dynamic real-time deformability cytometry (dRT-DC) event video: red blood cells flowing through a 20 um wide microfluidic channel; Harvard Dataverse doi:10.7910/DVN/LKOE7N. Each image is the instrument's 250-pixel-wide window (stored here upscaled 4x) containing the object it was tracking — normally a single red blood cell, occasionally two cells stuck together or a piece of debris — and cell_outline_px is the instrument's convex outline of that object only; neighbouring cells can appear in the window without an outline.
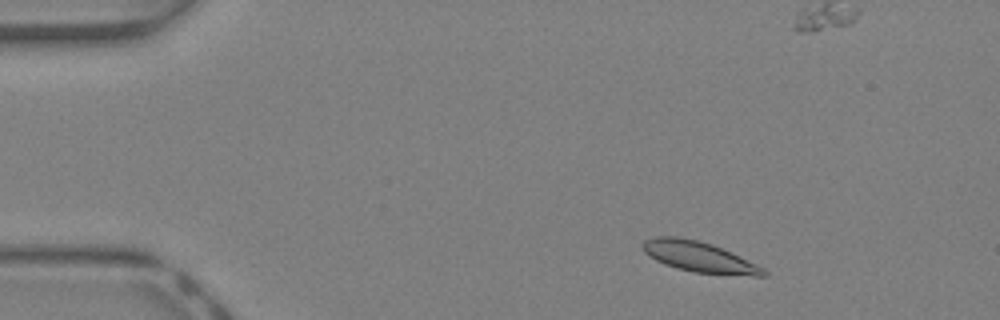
{"species": "Egyptian fruit bat (a non-hibernating species)", "species_latin": "Rousettus aegyptiacus", "temperature_condition": "warm", "stored_images_in_passage": 40, "camera_frame_rate_fps": 3000, "um_per_image_px": 0.085, "animal": {"sex": "female"}, "frame": {"image": 1, "passage_image": 4, "time_ms": 1.0, "image_size_px": [1000, 320], "cell_outline_px": [[768, 276], [752, 276], [692, 272], [676, 268], [664, 264], [648, 256], [644, 252], [640, 244], [644, 240], [656, 236], [676, 236], [700, 240], [712, 244], [756, 264], [764, 268], [768, 272]], "centroid_in_image_um": [59.39, 21.83], "position_along_channel_um": 25.6, "area_um2": 21.62}}
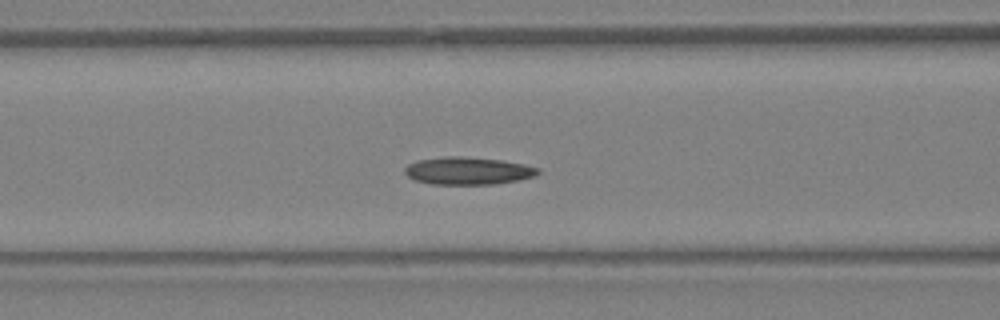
{"frame": {"image": 2, "passage_image": 15, "time_ms": 4.667, "image_size_px": [1000, 320], "cell_outline_px": [[540, 172], [536, 176], [520, 180], [496, 184], [432, 184], [412, 180], [404, 172], [404, 168], [408, 164], [416, 160], [444, 156], [460, 156], [500, 160], [524, 164], [540, 168]], "centroid_in_image_um": [39.77, 14.52], "position_along_channel_um": 126.8, "area_um2": 21.62}}
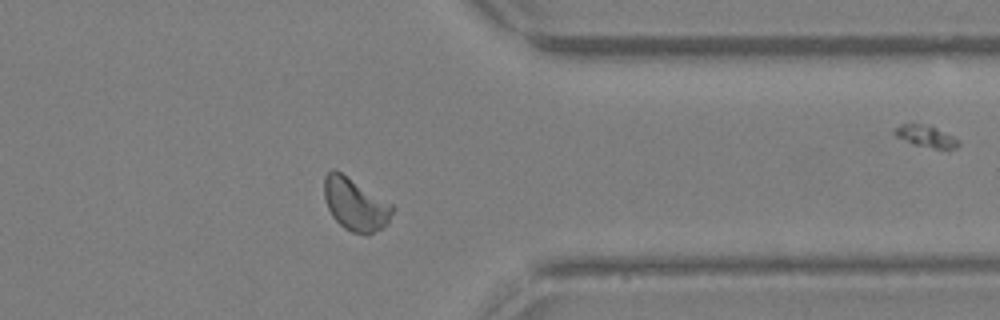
{"frame": {"image": 3, "passage_image": 31, "time_ms": 10.0, "image_size_px": [1000, 320], "cell_outline_px": [[396, 208], [388, 224], [368, 236], [352, 232], [344, 228], [332, 216], [328, 208], [324, 196], [324, 176], [332, 168], [340, 172], [392, 204]], "centroid_in_image_um": [30.22, 17.4], "position_along_channel_um": 381.2, "area_um2": 20.92}, "authors_computed_cell_mechanics": {"area_um2": 20.6057, "velocity_mm_per_s": 4.9208, "shape_relaxation_time_tau1_ms": null, "shape_relaxation_time_tau2_ms": 4.1225, "deformation_change_tau1": null, "deformation_change_tau2": 0.0976}}